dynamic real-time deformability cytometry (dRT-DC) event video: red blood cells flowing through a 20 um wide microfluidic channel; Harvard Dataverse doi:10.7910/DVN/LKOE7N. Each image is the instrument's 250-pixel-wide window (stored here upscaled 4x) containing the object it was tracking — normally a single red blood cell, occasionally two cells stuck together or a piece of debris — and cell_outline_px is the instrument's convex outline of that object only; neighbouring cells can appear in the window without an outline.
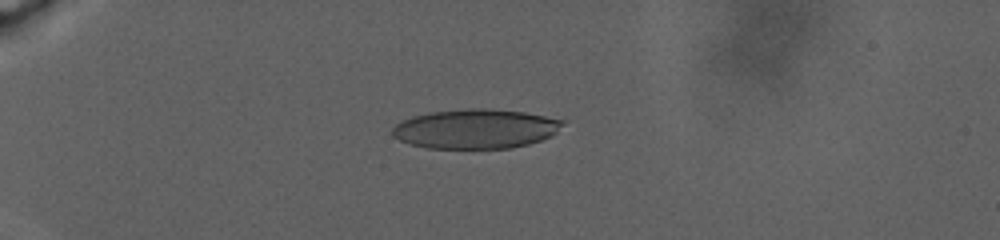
{"species": "human", "species_latin": "Homo sapiens", "temperature_condition": "warm", "stored_images_in_passage": 20, "camera_frame_rate_fps": 3000, "um_per_image_px": 0.085, "donor": {"sex": "male"}, "frame": {"image": 1, "passage_image": 1, "time_ms": 0.0, "image_size_px": [1000, 240], "cell_outline_px": [[564, 124], [552, 136], [528, 144], [512, 148], [428, 148], [412, 144], [400, 140], [392, 136], [392, 128], [400, 120], [412, 116], [428, 112], [468, 108], [484, 108], [524, 112], [564, 120]], "centroid_in_image_um": [40.41, 10.94], "position_along_channel_um": 44.6, "area_um2": 39.25}}